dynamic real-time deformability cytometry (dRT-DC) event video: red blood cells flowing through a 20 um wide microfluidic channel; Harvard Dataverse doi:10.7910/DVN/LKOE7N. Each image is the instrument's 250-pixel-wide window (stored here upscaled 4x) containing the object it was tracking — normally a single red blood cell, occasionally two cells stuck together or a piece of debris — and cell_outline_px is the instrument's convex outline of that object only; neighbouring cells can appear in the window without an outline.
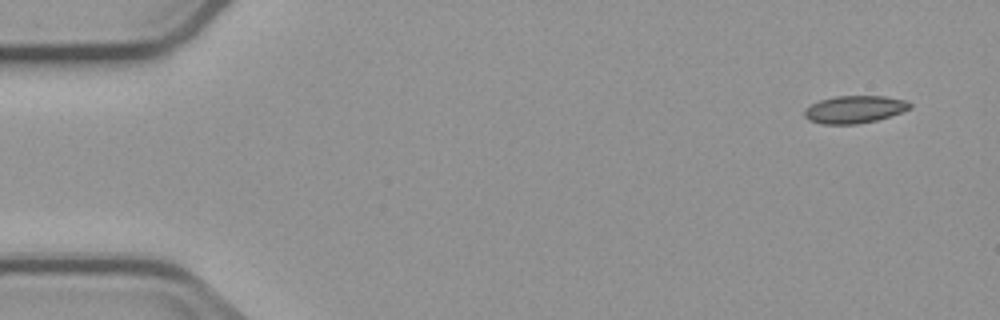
{"species": "common noctule bat (a hibernating species)", "species_latin": "Nyctalus noctula", "temperature_condition": "cold", "stored_images_in_passage": 9, "camera_frame_rate_fps": 3000, "um_per_image_px": 0.085, "animal": {"sex": "male", "body_mass_g": 23.1, "forearm_length_mm": 52.7}, "frame": {"image": 1, "passage_image": 1, "time_ms": 0.0, "image_size_px": [1000, 320], "cell_outline_px": [[912, 108], [876, 120], [856, 124], [824, 124], [808, 120], [804, 116], [804, 108], [820, 100], [836, 96], [884, 96], [904, 100], [912, 104]], "centroid_in_image_um": [72.6, 9.29], "position_along_channel_um": 12.4, "area_um2": 16.76}}
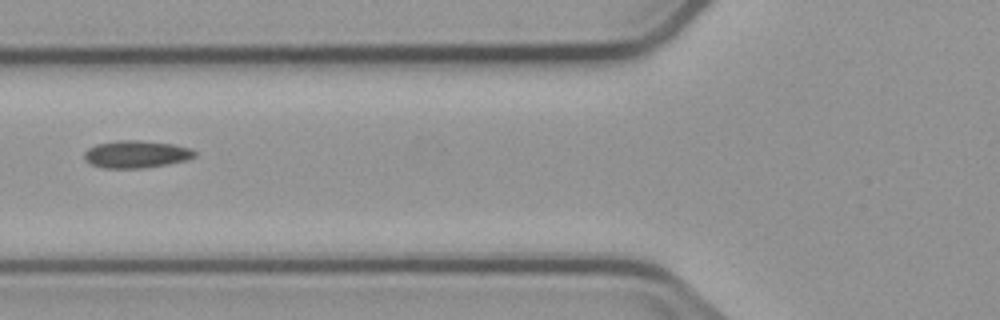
{"frame": {"image": 2, "passage_image": 6, "time_ms": 6.0, "image_size_px": [1000, 320], "cell_outline_px": [[196, 156], [188, 160], [168, 164], [144, 168], [104, 168], [92, 164], [84, 160], [84, 152], [88, 148], [96, 144], [116, 140], [140, 140], [172, 144], [192, 148], [196, 152]], "centroid_in_image_um": [11.59, 13.1], "position_along_channel_um": 114.2, "area_um2": 17.8}}
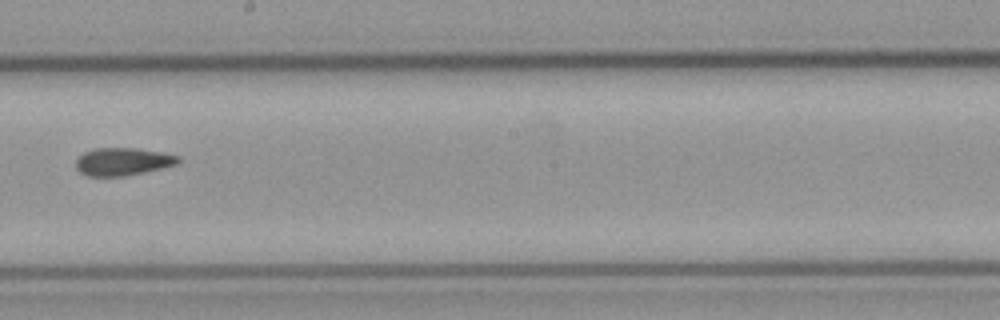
{"frame": {"image": 3, "passage_image": 9, "time_ms": 9.333, "image_size_px": [1000, 320], "cell_outline_px": [[180, 160], [176, 164], [144, 172], [124, 176], [88, 176], [80, 172], [76, 168], [76, 160], [84, 152], [96, 148], [136, 148], [164, 152], [180, 156]], "centroid_in_image_um": [10.44, 13.73], "position_along_channel_um": 237.8, "area_um2": 16.47}}